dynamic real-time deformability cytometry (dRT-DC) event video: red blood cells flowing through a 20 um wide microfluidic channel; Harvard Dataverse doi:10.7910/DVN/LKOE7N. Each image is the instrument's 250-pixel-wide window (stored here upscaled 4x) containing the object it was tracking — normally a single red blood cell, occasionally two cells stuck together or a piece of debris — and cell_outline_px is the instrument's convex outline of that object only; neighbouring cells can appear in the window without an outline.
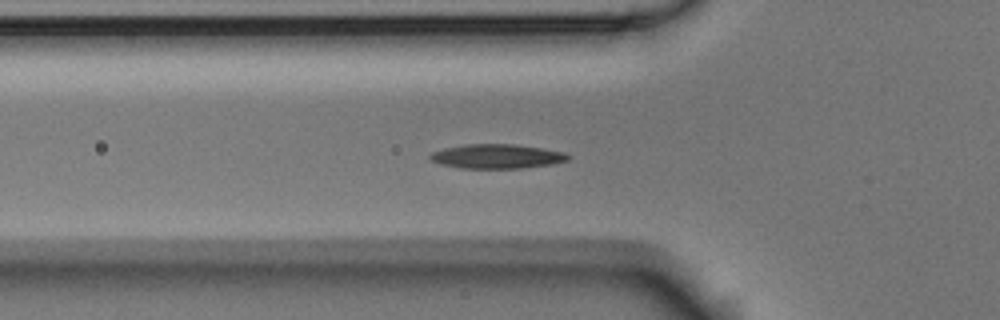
{"species": "Egyptian fruit bat (a non-hibernating species)", "species_latin": "Rousettus aegyptiacus", "temperature_condition": "room temperature", "stored_images_in_passage": 34, "camera_frame_rate_fps": 3000, "um_per_image_px": 0.085, "animal": {"sex": "male"}, "frame": {"image": 1, "passage_image": 11, "time_ms": 3.333, "image_size_px": [1000, 320], "cell_outline_px": [[572, 156], [568, 160], [552, 164], [520, 168], [460, 168], [440, 164], [432, 160], [428, 156], [432, 152], [444, 148], [464, 144], [512, 144], [540, 148], [564, 152]], "centroid_in_image_um": [42.22, 13.29], "position_along_channel_um": 83.6, "area_um2": 19.48}}
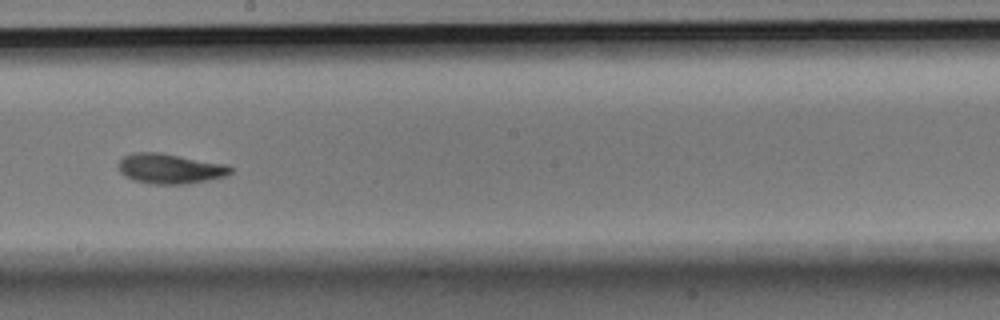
{"frame": {"image": 2, "passage_image": 23, "time_ms": 7.333, "image_size_px": [1000, 320], "cell_outline_px": [[232, 172], [228, 176], [188, 184], [148, 184], [132, 180], [120, 172], [116, 164], [124, 156], [132, 152], [160, 152], [228, 164], [232, 168]], "centroid_in_image_um": [14.45, 14.33], "position_along_channel_um": 233.7, "area_um2": 20.06}}
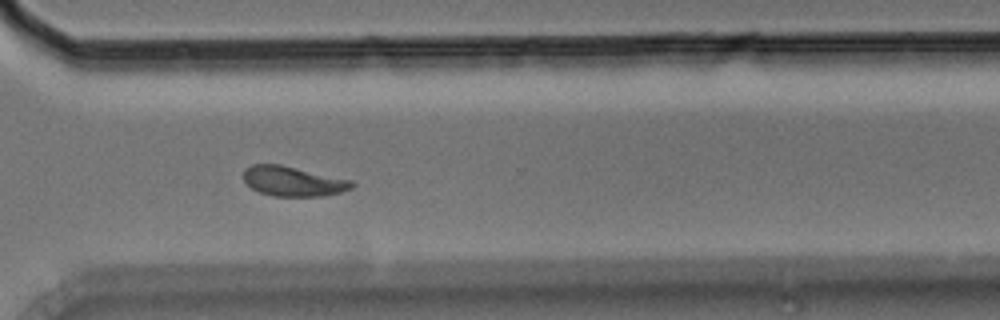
{"frame": {"image": 3, "passage_image": 32, "time_ms": 10.333, "image_size_px": [1000, 320], "cell_outline_px": [[356, 184], [352, 188], [340, 192], [324, 196], [272, 196], [260, 192], [252, 188], [244, 180], [244, 168], [252, 164], [280, 164], [352, 180]], "centroid_in_image_um": [24.92, 15.4], "position_along_channel_um": 345.7, "area_um2": 18.84}, "authors_computed_cell_mechanics": {"area_um2": 18.8428, "velocity_mm_per_s": 3.7379, "shape_relaxation_time_tau1_ms": 2.8372, "shape_relaxation_time_tau2_ms": 2.74, "deformation_change_tau1": 0.1185, "deformation_change_tau2": 0.0682}}